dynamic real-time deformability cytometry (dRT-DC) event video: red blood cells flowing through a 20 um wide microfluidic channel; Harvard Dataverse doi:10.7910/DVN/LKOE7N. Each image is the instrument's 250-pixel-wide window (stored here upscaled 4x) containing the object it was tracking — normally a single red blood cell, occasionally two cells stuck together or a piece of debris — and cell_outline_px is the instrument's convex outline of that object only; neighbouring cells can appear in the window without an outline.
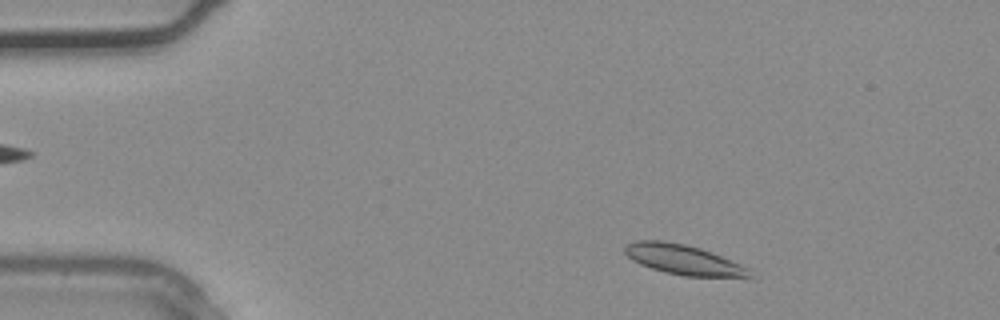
{"species": "common noctule bat (a hibernating species)", "species_latin": "Nyctalus noctula", "temperature_condition": "warm", "stored_images_in_passage": 34, "camera_frame_rate_fps": 3000, "um_per_image_px": 0.085, "animal": {"sex": "male", "body_mass_g": 20.4}, "frame": {"image": 1, "passage_image": 3, "time_ms": 0.667, "image_size_px": [1000, 320], "cell_outline_px": [[752, 276], [684, 276], [664, 272], [640, 264], [632, 260], [624, 252], [624, 248], [628, 244], [636, 240], [664, 240], [684, 244], [700, 248], [740, 264], [748, 268]], "centroid_in_image_um": [58.01, 22.05], "position_along_channel_um": 27.0, "area_um2": 21.33}}
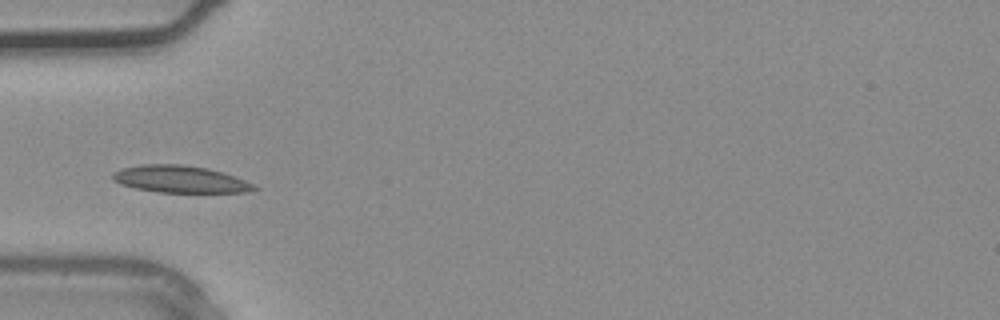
{"frame": {"image": 2, "passage_image": 9, "time_ms": 2.667, "image_size_px": [1000, 320], "cell_outline_px": [[260, 188], [248, 192], [160, 192], [136, 188], [120, 184], [112, 180], [112, 172], [124, 168], [140, 164], [184, 164], [208, 168], [244, 180]], "centroid_in_image_um": [15.27, 15.22], "position_along_channel_um": 69.7, "area_um2": 22.14}}
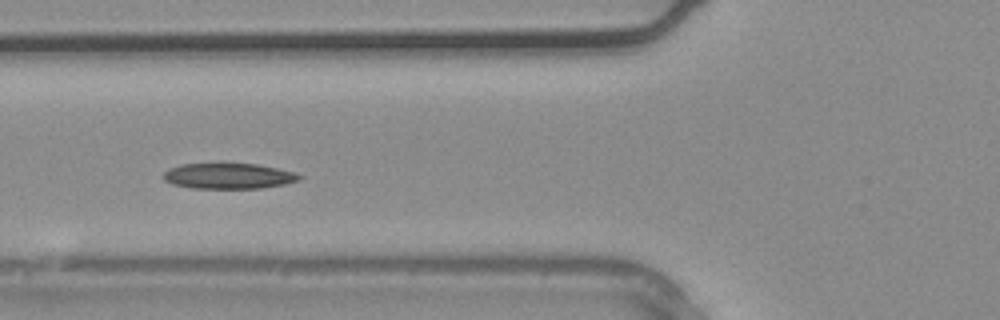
{"frame": {"image": 3, "passage_image": 11, "time_ms": 3.333, "image_size_px": [1000, 320], "cell_outline_px": [[304, 176], [300, 180], [284, 184], [260, 188], [192, 188], [172, 184], [164, 180], [164, 172], [168, 168], [180, 164], [224, 160], [256, 164], [296, 172]], "centroid_in_image_um": [19.4, 14.9], "position_along_channel_um": 106.4, "area_um2": 21.33}}